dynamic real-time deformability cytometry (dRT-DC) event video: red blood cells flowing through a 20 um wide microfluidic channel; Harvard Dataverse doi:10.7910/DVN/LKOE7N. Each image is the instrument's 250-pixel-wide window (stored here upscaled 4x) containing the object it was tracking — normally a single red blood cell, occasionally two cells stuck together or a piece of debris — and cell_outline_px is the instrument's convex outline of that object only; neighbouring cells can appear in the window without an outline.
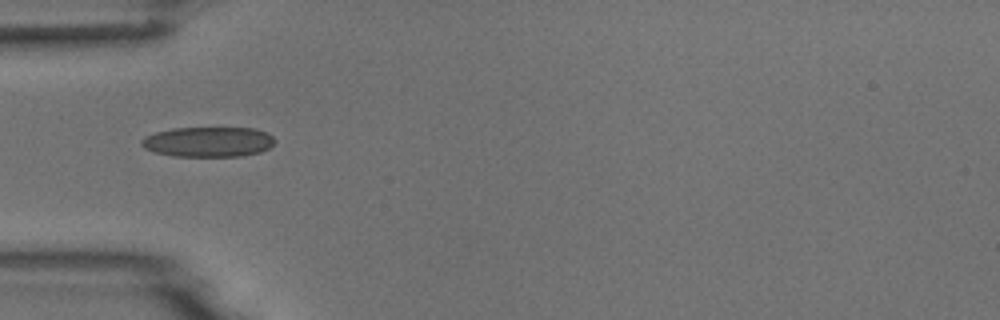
{"species": "common noctule bat (a hibernating species)", "species_latin": "Nyctalus noctula", "temperature_condition": "room temperature", "stored_images_in_passage": 10, "camera_frame_rate_fps": 3000, "um_per_image_px": 0.085, "animal": {"sex": "male", "body_mass_g": 18.8}, "frame": {"image": 1, "passage_image": 4, "time_ms": 4.333, "image_size_px": [1000, 320], "cell_outline_px": [[276, 140], [268, 148], [260, 152], [240, 156], [172, 156], [156, 152], [144, 148], [140, 144], [140, 140], [144, 136], [156, 132], [172, 128], [256, 128], [272, 136]], "centroid_in_image_um": [17.67, 12.05], "position_along_channel_um": 67.3, "area_um2": 23.35}}
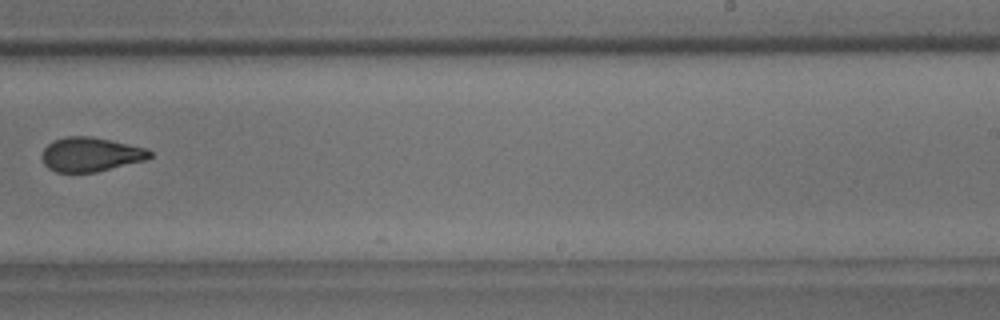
{"frame": {"image": 2, "passage_image": 9, "time_ms": 10.0, "image_size_px": [1000, 320], "cell_outline_px": [[152, 156], [144, 160], [96, 172], [56, 172], [48, 168], [44, 164], [40, 156], [44, 148], [52, 140], [64, 136], [88, 136], [148, 148], [152, 152]], "centroid_in_image_um": [7.66, 13.12], "position_along_channel_um": 281.3, "area_um2": 21.5}}
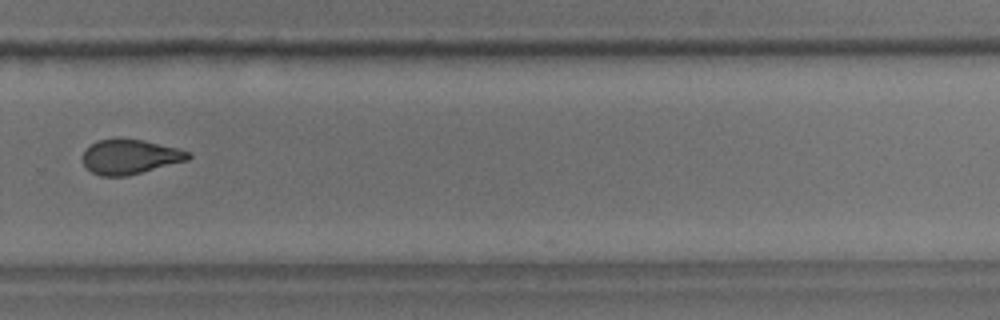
{"frame": {"image": 3, "passage_image": 10, "time_ms": 11.0, "image_size_px": [1000, 320], "cell_outline_px": [[192, 156], [188, 160], [128, 176], [100, 176], [92, 172], [80, 160], [84, 152], [96, 140], [144, 140], [192, 152]], "centroid_in_image_um": [11.06, 13.35], "position_along_channel_um": 318.7, "area_um2": 21.1}}